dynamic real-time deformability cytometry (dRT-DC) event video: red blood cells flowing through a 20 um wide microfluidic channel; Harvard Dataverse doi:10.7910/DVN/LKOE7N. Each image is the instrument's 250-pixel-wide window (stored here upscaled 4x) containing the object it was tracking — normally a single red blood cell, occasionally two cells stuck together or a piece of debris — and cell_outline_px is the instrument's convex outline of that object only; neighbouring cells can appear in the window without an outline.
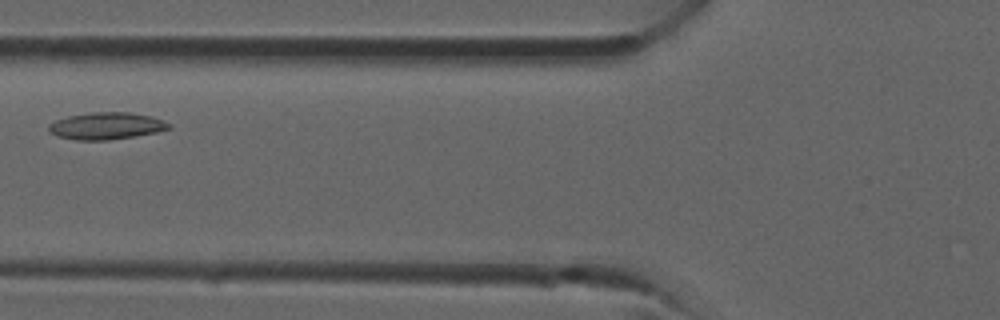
{"species": "common noctule bat (a hibernating species)", "species_latin": "Nyctalus noctula", "temperature_condition": "room temperature", "stored_images_in_passage": 25, "camera_frame_rate_fps": 3000, "um_per_image_px": 0.085, "animal": {"sex": "male", "forearm_length_mm": 52.5}, "frame": {"image": 1, "passage_image": 8, "time_ms": 2.333, "image_size_px": [1000, 320], "cell_outline_px": [[172, 128], [156, 132], [136, 136], [108, 140], [76, 140], [56, 136], [48, 128], [48, 124], [56, 120], [68, 116], [92, 112], [128, 112], [152, 116], [164, 120], [172, 124]], "centroid_in_image_um": [9.08, 10.7], "position_along_channel_um": 116.7, "area_um2": 19.02}}
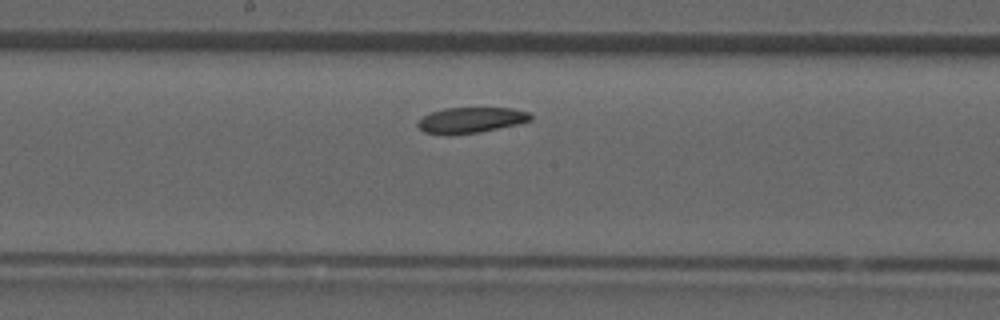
{"frame": {"image": 2, "passage_image": 13, "time_ms": 4.0, "image_size_px": [1000, 320], "cell_outline_px": [[532, 120], [516, 124], [480, 132], [424, 132], [416, 124], [424, 116], [432, 112], [444, 108], [512, 108], [528, 112], [532, 116]], "centroid_in_image_um": [40.09, 10.16], "position_along_channel_um": 208.1, "area_um2": 16.07}}
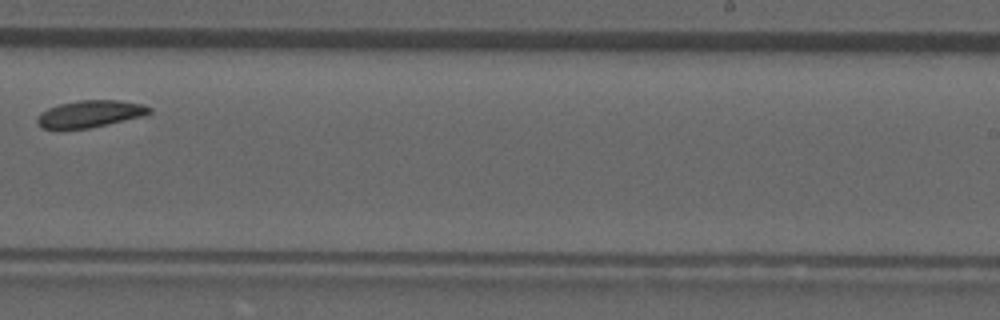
{"frame": {"image": 3, "passage_image": 17, "time_ms": 5.333, "image_size_px": [1000, 320], "cell_outline_px": [[152, 112], [144, 116], [88, 128], [60, 132], [40, 128], [36, 124], [36, 116], [40, 112], [48, 108], [60, 104], [80, 100], [120, 100], [144, 104], [152, 108]], "centroid_in_image_um": [7.57, 9.72], "position_along_channel_um": 281.4, "area_um2": 18.38}}